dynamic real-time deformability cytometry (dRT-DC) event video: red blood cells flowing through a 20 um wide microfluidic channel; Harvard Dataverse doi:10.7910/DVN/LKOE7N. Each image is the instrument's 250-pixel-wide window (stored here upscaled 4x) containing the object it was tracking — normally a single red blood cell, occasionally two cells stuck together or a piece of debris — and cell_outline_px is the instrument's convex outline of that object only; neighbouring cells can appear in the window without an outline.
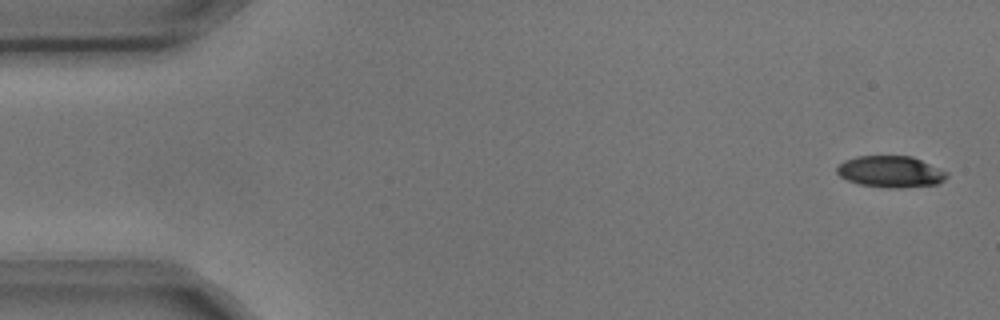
{"species": "common noctule bat (a hibernating species)", "species_latin": "Nyctalus noctula", "temperature_condition": "cold", "stored_images_in_passage": 5, "camera_frame_rate_fps": 3000, "um_per_image_px": 0.085, "animal": {"sex": "male", "body_mass_g": 17.9, "forearm_length_mm": 54.2}, "frame": {"image": 1, "passage_image": 1, "time_ms": 0.0, "image_size_px": [1000, 320], "cell_outline_px": [[948, 176], [944, 180], [936, 184], [896, 188], [892, 188], [860, 184], [848, 180], [840, 176], [836, 172], [836, 168], [844, 160], [856, 156], [912, 156], [948, 172]], "centroid_in_image_um": [75.69, 14.58], "position_along_channel_um": 9.3, "area_um2": 20.0}}